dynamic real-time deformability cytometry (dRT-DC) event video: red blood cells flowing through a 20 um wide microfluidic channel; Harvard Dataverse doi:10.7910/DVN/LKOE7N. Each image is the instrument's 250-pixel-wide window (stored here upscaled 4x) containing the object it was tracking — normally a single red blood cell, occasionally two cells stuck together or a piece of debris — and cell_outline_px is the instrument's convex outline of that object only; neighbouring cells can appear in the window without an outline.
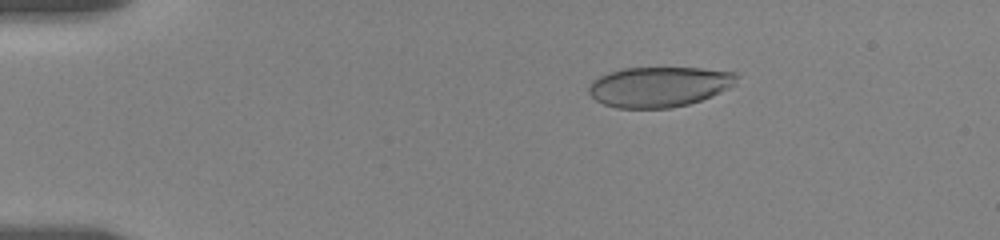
{"species": "human", "species_latin": "Homo sapiens", "temperature_condition": "room temperature", "stored_images_in_passage": 6, "camera_frame_rate_fps": 3000, "um_per_image_px": 0.085, "donor": {"sex": "female"}, "frame": {"image": 1, "passage_image": 1, "time_ms": 0.0, "image_size_px": [1000, 240], "cell_outline_px": [[740, 76], [736, 84], [712, 96], [688, 104], [668, 108], [616, 108], [604, 104], [596, 100], [588, 92], [588, 88], [592, 80], [608, 72], [624, 68], [700, 68], [736, 72]], "centroid_in_image_um": [56.04, 7.37], "position_along_channel_um": 29.0, "area_um2": 34.8}}
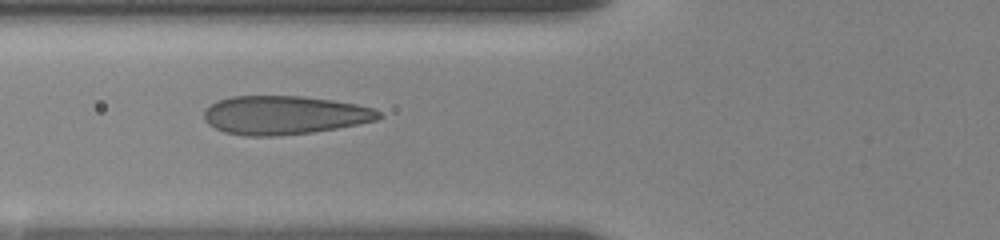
{"frame": {"image": 2, "passage_image": 5, "time_ms": 4.0, "image_size_px": [1000, 240], "cell_outline_px": [[384, 116], [376, 120], [336, 128], [312, 132], [276, 136], [244, 136], [224, 132], [208, 124], [204, 120], [204, 112], [212, 104], [220, 100], [232, 96], [300, 96], [332, 100], [356, 104], [376, 108]], "centroid_in_image_um": [24.18, 9.79], "position_along_channel_um": 101.6, "area_um2": 39.25}}
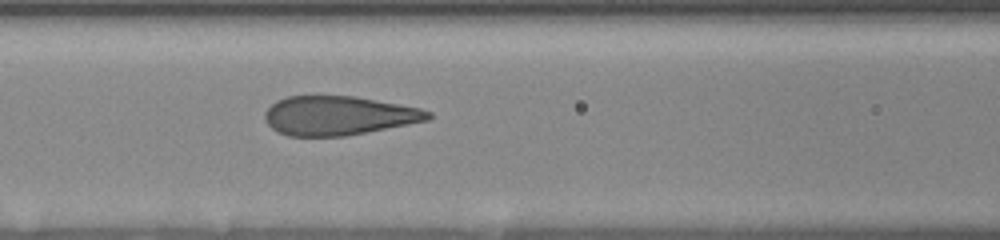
{"frame": {"image": 3, "passage_image": 6, "time_ms": 5.0, "image_size_px": [1000, 240], "cell_outline_px": [[432, 116], [428, 120], [344, 136], [288, 136], [276, 132], [264, 120], [264, 112], [276, 100], [288, 96], [356, 96], [420, 108], [432, 112]], "centroid_in_image_um": [28.73, 9.82], "position_along_channel_um": 137.9, "area_um2": 37.11}}